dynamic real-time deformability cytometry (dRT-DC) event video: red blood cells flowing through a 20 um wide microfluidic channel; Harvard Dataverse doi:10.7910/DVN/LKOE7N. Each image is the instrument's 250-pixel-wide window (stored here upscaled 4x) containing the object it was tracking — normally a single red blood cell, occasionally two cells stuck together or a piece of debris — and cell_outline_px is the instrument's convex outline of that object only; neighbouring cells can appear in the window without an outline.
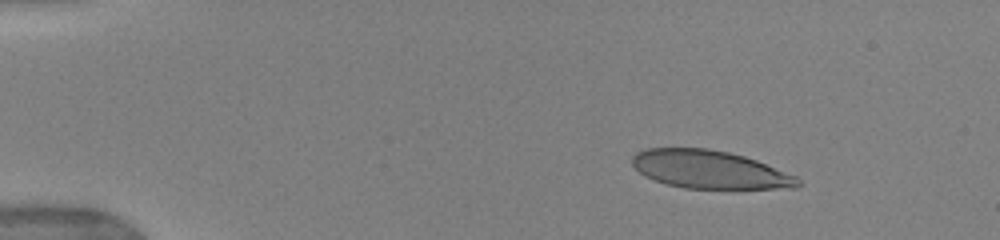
{"species": "human", "species_latin": "Homo sapiens", "temperature_condition": "warm", "stored_images_in_passage": 45, "camera_frame_rate_fps": 3000, "um_per_image_px": 0.085, "donor": {"sex": "female"}, "frame": {"image": 1, "passage_image": 1, "time_ms": 0.0, "image_size_px": [1000, 240], "cell_outline_px": [[800, 184], [796, 188], [684, 188], [668, 184], [644, 176], [632, 164], [632, 156], [636, 152], [644, 148], [708, 148], [728, 152], [744, 156], [756, 160], [796, 176], [800, 180]], "centroid_in_image_um": [60.3, 14.4], "position_along_channel_um": 24.7, "area_um2": 36.53}}
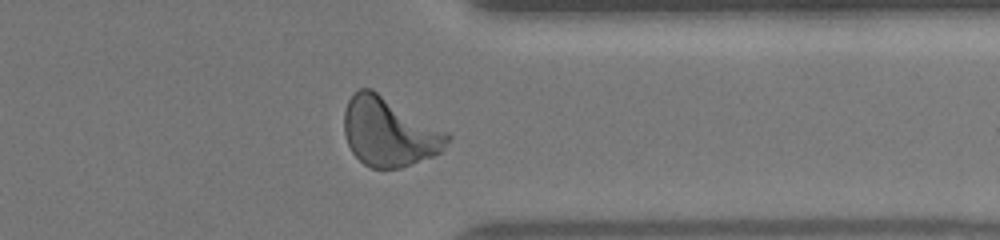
{"frame": {"image": 2, "passage_image": 35, "time_ms": 11.333, "image_size_px": [1000, 240], "cell_outline_px": [[452, 136], [444, 148], [440, 152], [432, 156], [400, 168], [372, 168], [364, 164], [352, 152], [348, 144], [344, 132], [344, 112], [348, 100], [352, 92], [360, 88], [372, 88], [448, 132]], "centroid_in_image_um": [33.07, 11.19], "position_along_channel_um": 378.3, "area_um2": 41.5}}
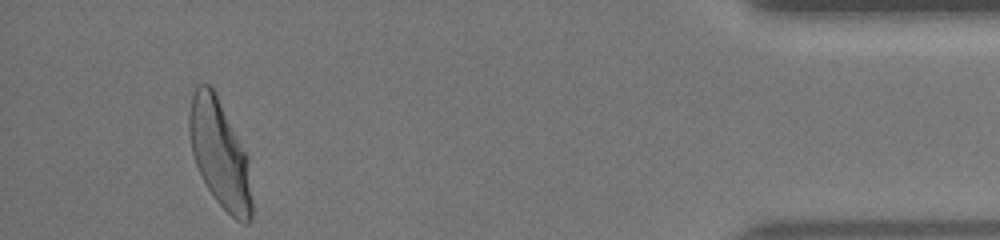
{"frame": {"image": 3, "passage_image": 42, "time_ms": 13.667, "image_size_px": [1000, 240], "cell_outline_px": [[252, 216], [248, 224], [244, 224], [236, 220], [216, 200], [208, 188], [196, 164], [192, 152], [188, 132], [188, 112], [192, 96], [196, 88], [200, 84], [208, 84], [216, 92], [248, 156], [252, 200]], "centroid_in_image_um": [18.69, 13.06], "position_along_channel_um": 416.5, "area_um2": 39.25}, "authors_computed_cell_mechanics": {"area_um2": 39.882, "velocity_mm_per_s": 3.9465, "shape_relaxation_time_tau1_ms": 4.2092, "shape_relaxation_time_tau2_ms": null, "deformation_change_tau1": 0.201, "deformation_change_tau2": null}}